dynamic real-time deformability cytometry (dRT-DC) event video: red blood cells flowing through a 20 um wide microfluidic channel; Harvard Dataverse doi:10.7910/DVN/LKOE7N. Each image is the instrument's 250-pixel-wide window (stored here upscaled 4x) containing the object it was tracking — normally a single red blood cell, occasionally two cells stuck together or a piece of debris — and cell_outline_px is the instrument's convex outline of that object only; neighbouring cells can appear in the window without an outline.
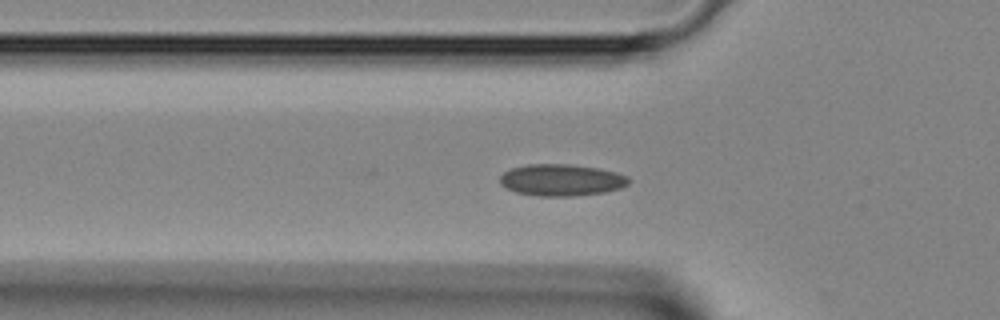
{"species": "Egyptian fruit bat (a non-hibernating species)", "species_latin": "Rousettus aegyptiacus", "temperature_condition": "room temperature", "stored_images_in_passage": 27, "camera_frame_rate_fps": 3000, "um_per_image_px": 0.085, "animal": {"sex": "female"}, "frame": {"image": 1, "passage_image": 5, "time_ms": 1.333, "image_size_px": [1000, 320], "cell_outline_px": [[632, 180], [628, 184], [620, 188], [604, 192], [572, 196], [540, 196], [516, 192], [500, 184], [500, 176], [504, 172], [512, 168], [528, 164], [572, 164], [596, 168], [616, 172], [628, 176]], "centroid_in_image_um": [47.74, 15.3], "position_along_channel_um": 78.1, "area_um2": 23.76}}
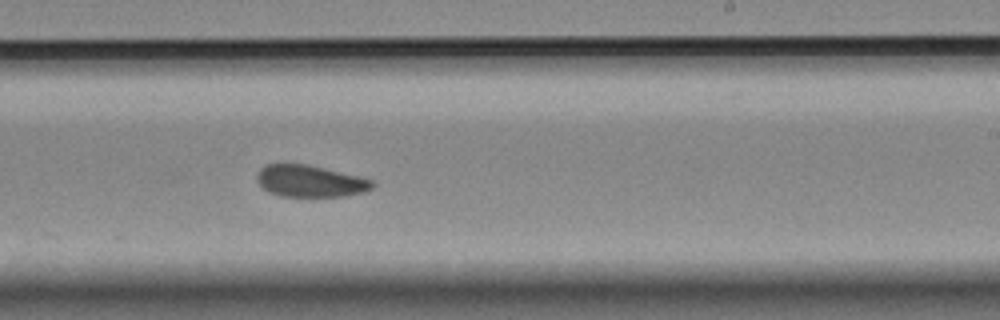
{"frame": {"image": 2, "passage_image": 17, "time_ms": 5.333, "image_size_px": [1000, 320], "cell_outline_px": [[376, 184], [372, 188], [364, 192], [344, 196], [280, 196], [268, 192], [256, 180], [256, 176], [260, 168], [264, 164], [308, 164], [372, 180]], "centroid_in_image_um": [26.33, 15.39], "position_along_channel_um": 262.7, "area_um2": 21.27}}
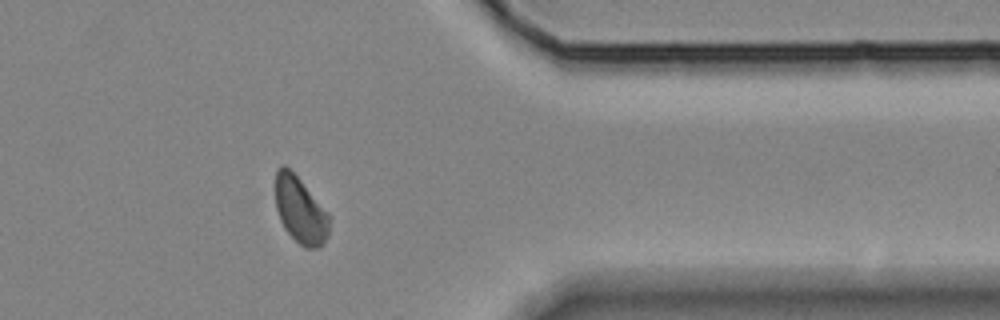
{"frame": {"image": 3, "passage_image": 26, "time_ms": 8.333, "image_size_px": [1000, 320], "cell_outline_px": [[332, 216], [328, 236], [324, 244], [320, 248], [304, 248], [284, 228], [280, 220], [276, 208], [276, 168], [280, 164], [284, 164], [300, 180]], "centroid_in_image_um": [25.56, 17.89], "position_along_channel_um": 385.8, "area_um2": 21.1}}